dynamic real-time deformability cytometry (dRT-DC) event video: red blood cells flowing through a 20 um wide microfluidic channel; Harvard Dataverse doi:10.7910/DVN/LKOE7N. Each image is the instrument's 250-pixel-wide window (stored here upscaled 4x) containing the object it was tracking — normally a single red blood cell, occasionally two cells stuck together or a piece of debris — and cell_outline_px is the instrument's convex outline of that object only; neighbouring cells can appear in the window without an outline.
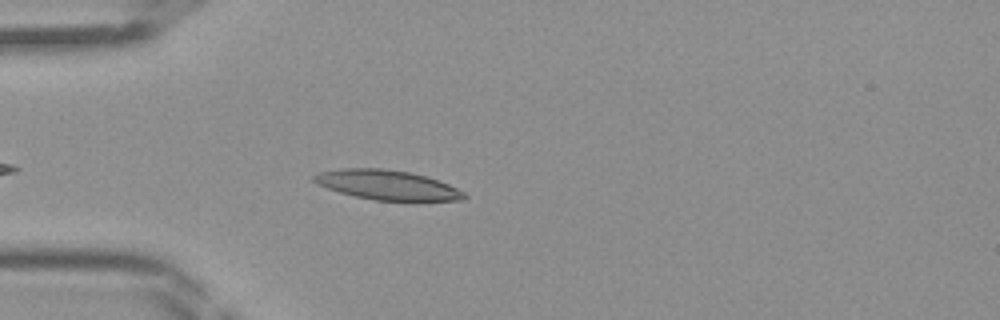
{"species": "Egyptian fruit bat (a non-hibernating species)", "species_latin": "Rousettus aegyptiacus", "temperature_condition": "room temperature", "stored_images_in_passage": 33, "camera_frame_rate_fps": 3000, "um_per_image_px": 0.085, "frame": {"image": 1, "passage_image": 5, "time_ms": 1.333, "image_size_px": [1000, 320], "cell_outline_px": [[468, 196], [460, 200], [376, 200], [356, 196], [340, 192], [316, 184], [312, 180], [312, 176], [320, 172], [340, 168], [380, 168], [412, 172], [448, 184], [464, 192]], "centroid_in_image_um": [32.87, 15.7], "position_along_channel_um": 52.1, "area_um2": 25.61}}
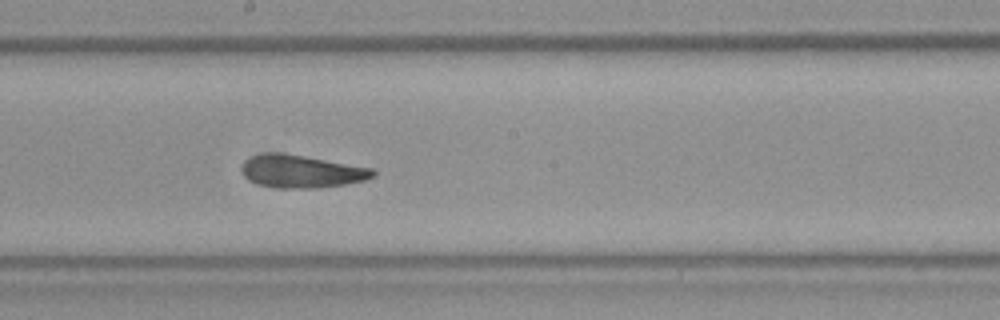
{"frame": {"image": 2, "passage_image": 17, "time_ms": 5.333, "image_size_px": [1000, 320], "cell_outline_px": [[376, 176], [364, 180], [344, 184], [316, 188], [280, 188], [260, 184], [248, 180], [244, 176], [240, 168], [244, 160], [252, 156], [268, 152], [280, 152], [304, 156], [372, 168], [376, 172]], "centroid_in_image_um": [25.59, 14.56], "position_along_channel_um": 222.6, "area_um2": 24.97}}
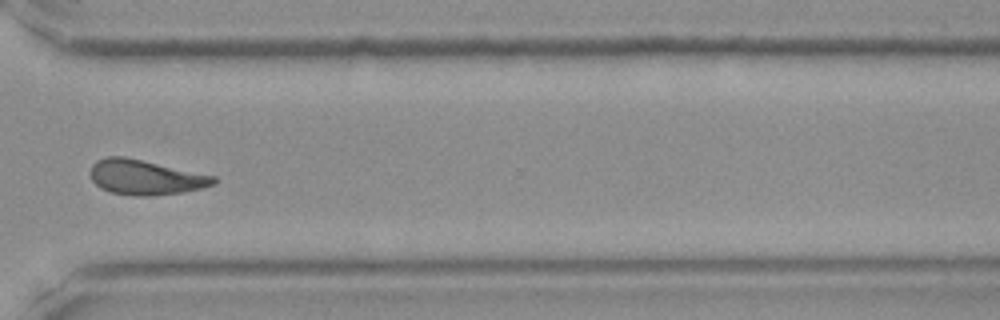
{"frame": {"image": 3, "passage_image": 26, "time_ms": 8.333, "image_size_px": [1000, 320], "cell_outline_px": [[216, 184], [184, 192], [148, 196], [132, 196], [112, 192], [100, 188], [92, 180], [88, 172], [92, 164], [96, 160], [108, 156], [124, 156], [216, 176]], "centroid_in_image_um": [12.33, 15.07], "position_along_channel_um": 358.3, "area_um2": 25.2}}